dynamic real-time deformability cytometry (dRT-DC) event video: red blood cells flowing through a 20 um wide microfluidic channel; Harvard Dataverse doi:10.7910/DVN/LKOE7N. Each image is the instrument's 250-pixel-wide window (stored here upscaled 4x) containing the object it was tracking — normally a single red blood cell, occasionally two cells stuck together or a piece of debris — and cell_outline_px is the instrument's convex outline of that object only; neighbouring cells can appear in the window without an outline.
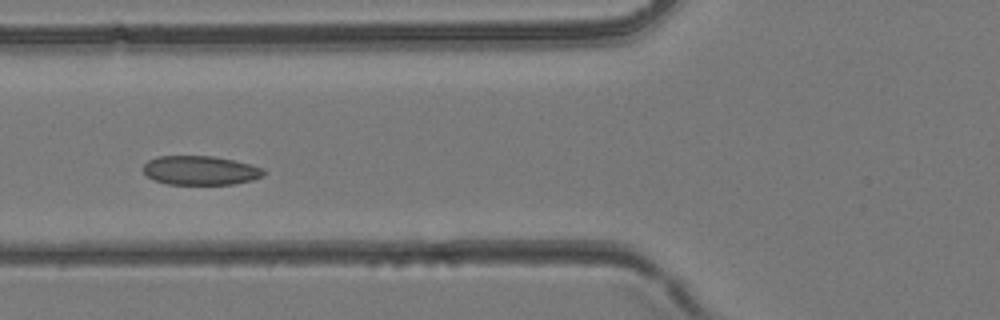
{"species": "common noctule bat (a hibernating species)", "species_latin": "Nyctalus noctula", "temperature_condition": "room temperature", "stored_images_in_passage": 43, "camera_frame_rate_fps": 3000, "um_per_image_px": 0.085, "animal": {"sex": "female", "body_mass_g": 24.6, "forearm_length_mm": 56.2}, "frame": {"image": 1, "passage_image": 16, "time_ms": 5.0, "image_size_px": [1000, 320], "cell_outline_px": [[264, 176], [252, 180], [236, 184], [168, 184], [152, 180], [144, 172], [144, 164], [148, 160], [156, 156], [212, 156], [232, 160], [264, 168]], "centroid_in_image_um": [17.02, 14.49], "position_along_channel_um": 108.8, "area_um2": 20.4}}
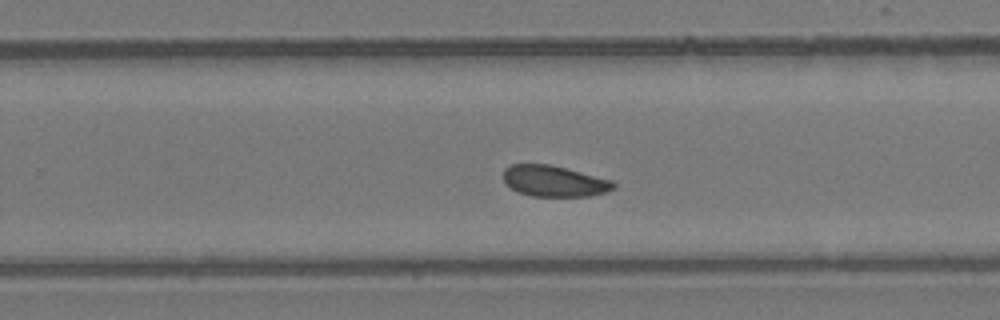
{"frame": {"image": 2, "passage_image": 27, "time_ms": 8.667, "image_size_px": [1000, 320], "cell_outline_px": [[616, 188], [608, 192], [588, 196], [532, 196], [516, 192], [504, 180], [504, 168], [512, 164], [552, 164], [612, 180], [616, 184]], "centroid_in_image_um": [47.13, 15.39], "position_along_channel_um": 282.7, "area_um2": 20.06}}
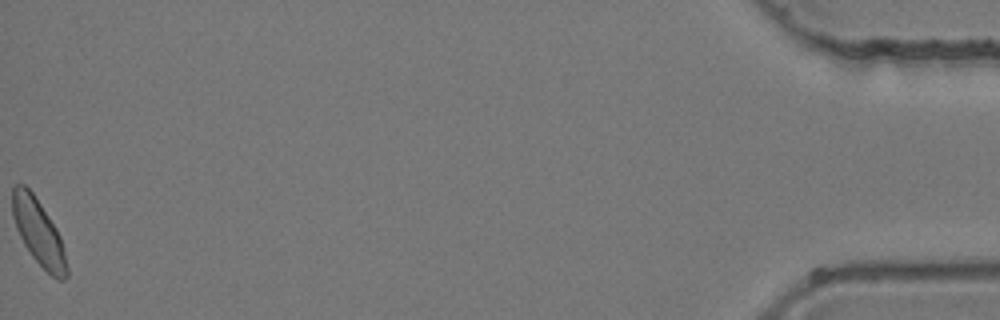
{"frame": {"image": 3, "passage_image": 43, "time_ms": 14.0, "image_size_px": [1000, 320], "cell_outline_px": [[68, 276], [64, 280], [56, 280], [32, 256], [24, 244], [16, 228], [12, 216], [12, 188], [16, 184], [24, 184], [32, 192], [56, 228], [60, 236], [68, 268]], "centroid_in_image_um": [3.27, 19.75], "position_along_channel_um": 431.9, "area_um2": 20.63}}